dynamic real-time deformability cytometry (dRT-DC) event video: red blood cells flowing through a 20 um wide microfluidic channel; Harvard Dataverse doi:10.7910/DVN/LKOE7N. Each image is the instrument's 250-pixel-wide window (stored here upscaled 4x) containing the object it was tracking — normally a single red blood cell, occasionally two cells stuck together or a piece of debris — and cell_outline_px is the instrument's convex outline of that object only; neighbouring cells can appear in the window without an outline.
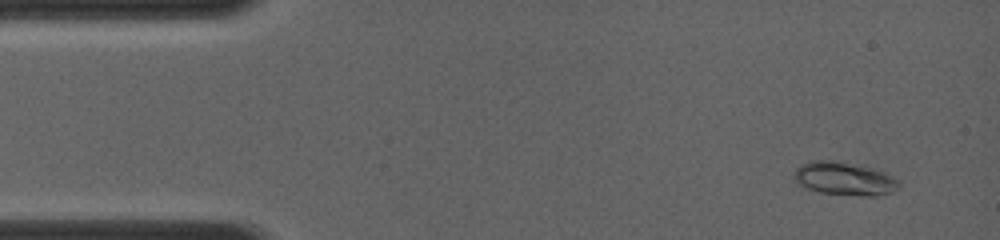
{"species": "common noctule bat (a hibernating species)", "species_latin": "Nyctalus noctula", "temperature_condition": "room temperature", "stored_images_in_passage": 31, "camera_frame_rate_fps": 4000, "um_per_image_px": 0.085, "animal": {"sex": "female", "body_mass_g": 19.0, "forearm_length_mm": 56.7}, "frame": {"image": 1, "passage_image": 2, "time_ms": 0.75, "image_size_px": [1000, 240], "cell_outline_px": [[900, 188], [892, 192], [876, 196], [864, 196], [820, 192], [808, 188], [800, 184], [792, 176], [792, 172], [800, 164], [812, 160], [832, 160], [868, 168], [884, 172], [900, 180]], "centroid_in_image_um": [71.77, 15.19], "position_along_channel_um": 13.2, "area_um2": 20.17}}
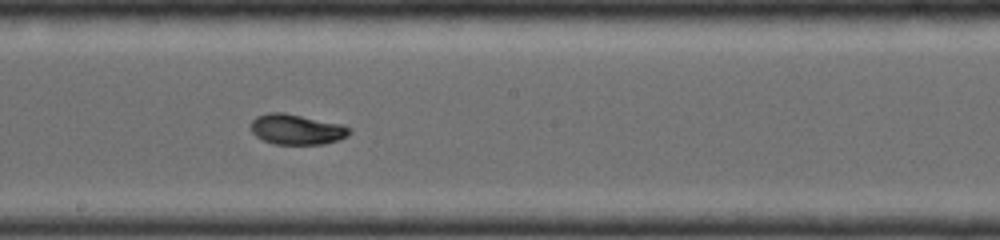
{"frame": {"image": 2, "passage_image": 17, "time_ms": 7.5, "image_size_px": [1000, 240], "cell_outline_px": [[352, 132], [348, 136], [340, 140], [324, 144], [276, 144], [264, 140], [256, 136], [252, 132], [252, 120], [256, 116], [268, 112], [284, 112], [344, 124], [352, 128]], "centroid_in_image_um": [25.28, 10.99], "position_along_channel_um": 222.9, "area_um2": 17.69}}
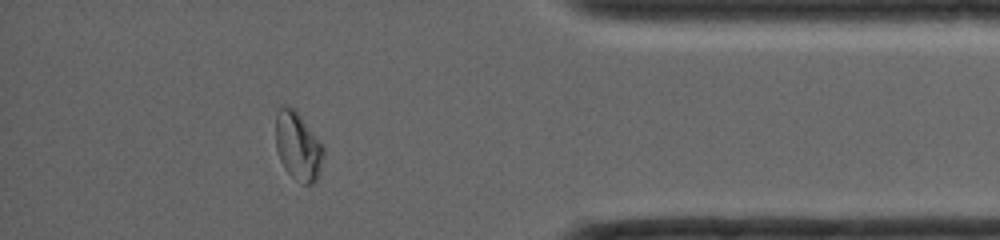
{"frame": {"image": 3, "passage_image": 28, "time_ms": 12.0, "image_size_px": [1000, 240], "cell_outline_px": [[324, 156], [316, 180], [312, 184], [300, 184], [284, 168], [280, 160], [276, 148], [276, 112], [280, 108], [292, 108], [300, 116], [324, 148]], "centroid_in_image_um": [25.32, 12.49], "position_along_channel_um": 409.9, "area_um2": 18.55}}